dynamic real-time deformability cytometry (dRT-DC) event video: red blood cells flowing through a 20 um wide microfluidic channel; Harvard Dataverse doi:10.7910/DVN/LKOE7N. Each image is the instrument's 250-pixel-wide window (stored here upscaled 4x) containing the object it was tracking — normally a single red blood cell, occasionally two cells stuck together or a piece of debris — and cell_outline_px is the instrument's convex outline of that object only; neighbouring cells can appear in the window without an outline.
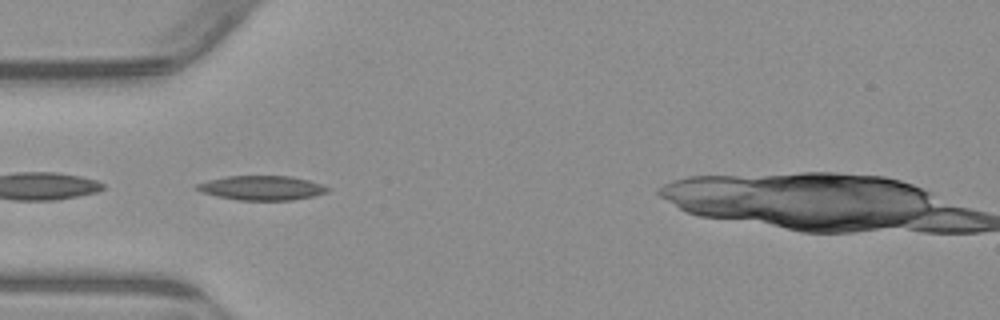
{"species": "common noctule bat (a hibernating species)", "species_latin": "Nyctalus noctula", "temperature_condition": "warm", "stored_images_in_passage": 35, "camera_frame_rate_fps": 3000, "um_per_image_px": 0.085, "animal": {"sex": "male", "body_mass_g": 23.1, "forearm_length_mm": 52.7}, "frame": {"image": 1, "passage_image": 2, "time_ms": 0.333, "image_size_px": [1000, 320], "cell_outline_px": [[332, 188], [328, 192], [312, 196], [292, 200], [236, 200], [204, 192], [196, 188], [196, 184], [208, 180], [228, 176], [292, 176], [308, 180]], "centroid_in_image_um": [22.3, 15.97], "position_along_channel_um": 62.7, "area_um2": 18.38}}
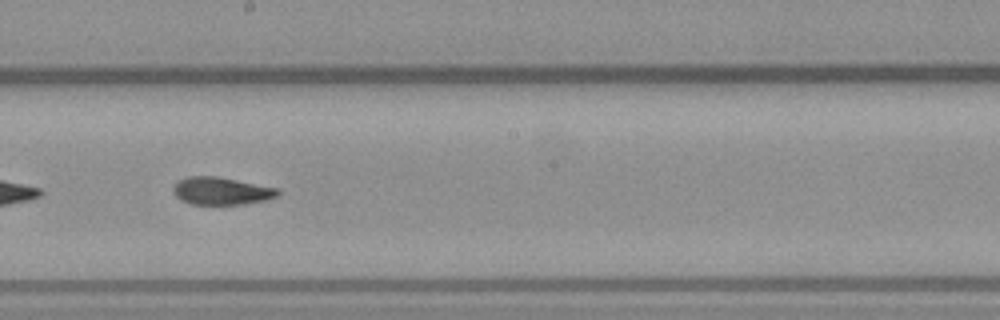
{"frame": {"image": 2, "passage_image": 15, "time_ms": 4.667, "image_size_px": [1000, 320], "cell_outline_px": [[280, 192], [276, 196], [264, 200], [244, 204], [192, 204], [180, 200], [176, 196], [172, 188], [180, 180], [188, 176], [216, 176], [280, 188]], "centroid_in_image_um": [18.82, 16.23], "position_along_channel_um": 229.4, "area_um2": 16.7}}
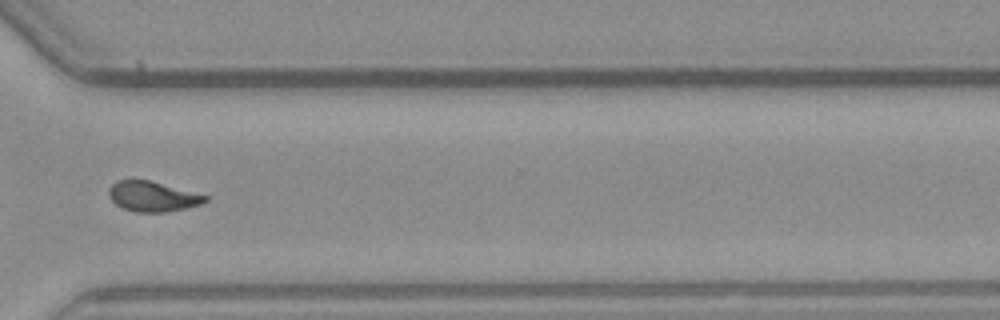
{"frame": {"image": 3, "passage_image": 25, "time_ms": 8.0, "image_size_px": [1000, 320], "cell_outline_px": [[208, 200], [200, 204], [168, 212], [136, 212], [124, 208], [116, 204], [112, 200], [108, 192], [112, 184], [116, 180], [132, 176], [148, 180], [208, 196]], "centroid_in_image_um": [12.91, 16.66], "position_along_channel_um": 357.7, "area_um2": 17.05}, "authors_computed_cell_mechanics": {"area_um2": 17.051, "velocity_mm_per_s": 3.8515, "shape_relaxation_time_tau1_ms": 6.6367, "shape_relaxation_time_tau2_ms": 2.5329, "deformation_change_tau1": 0.2138, "deformation_change_tau2": 0.071}}